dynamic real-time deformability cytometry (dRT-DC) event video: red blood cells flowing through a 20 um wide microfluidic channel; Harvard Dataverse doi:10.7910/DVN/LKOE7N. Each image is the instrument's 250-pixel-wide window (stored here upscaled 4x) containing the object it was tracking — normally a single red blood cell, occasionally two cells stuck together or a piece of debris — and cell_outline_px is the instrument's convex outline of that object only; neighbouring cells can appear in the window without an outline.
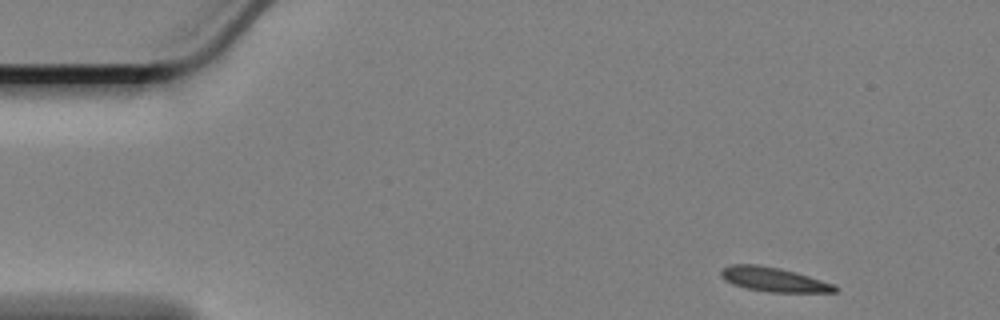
{"species": "Egyptian fruit bat (a non-hibernating species)", "species_latin": "Rousettus aegyptiacus", "temperature_condition": "cold", "stored_images_in_passage": 55, "camera_frame_rate_fps": 3000, "um_per_image_px": 0.085, "animal": {"sex": "female"}, "frame": {"image": 1, "passage_image": 1, "time_ms": 0.0, "image_size_px": [1000, 320], "cell_outline_px": [[840, 288], [836, 292], [768, 292], [744, 288], [732, 284], [724, 280], [720, 276], [720, 268], [732, 264], [760, 264], [780, 268], [796, 272], [836, 284]], "centroid_in_image_um": [65.75, 23.75], "position_along_channel_um": 19.2, "area_um2": 16.53}}
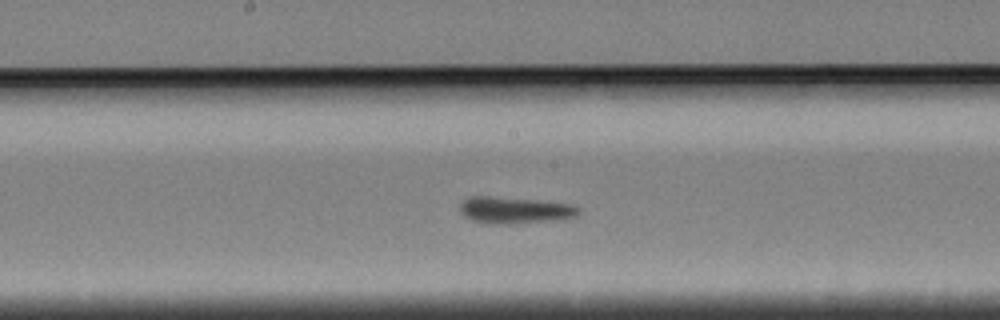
{"frame": {"image": 2, "passage_image": 25, "time_ms": 8.0, "image_size_px": [1000, 320], "cell_outline_px": [[580, 212], [576, 216], [564, 220], [500, 224], [492, 224], [472, 220], [464, 216], [460, 212], [460, 204], [468, 196], [492, 196], [536, 200], [572, 204], [580, 208]], "centroid_in_image_um": [43.77, 17.86], "position_along_channel_um": 204.4, "area_um2": 18.61}}
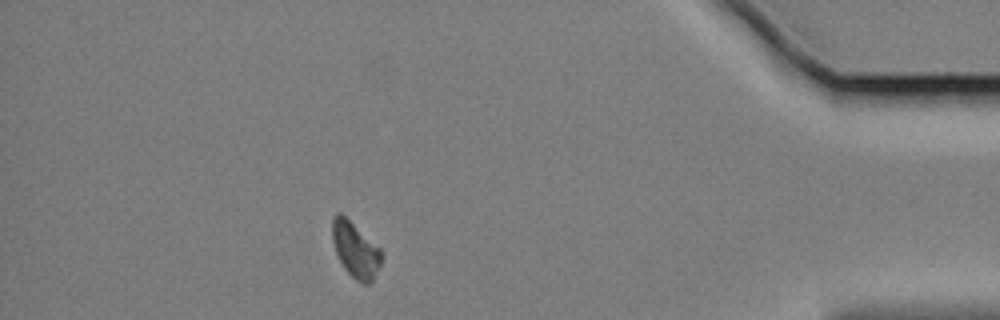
{"frame": {"image": 3, "passage_image": 47, "time_ms": 15.333, "image_size_px": [1000, 320], "cell_outline_px": [[380, 264], [372, 280], [368, 284], [364, 284], [356, 280], [344, 268], [336, 252], [332, 240], [332, 216], [336, 212], [340, 212], [380, 248]], "centroid_in_image_um": [30.17, 21.21], "position_along_channel_um": 405.0, "area_um2": 15.49}, "authors_computed_cell_mechanics": {"area_um2": 16.9354, "velocity_mm_per_s": 3.3715, "shape_relaxation_time_tau1_ms": 7.5122, "shape_relaxation_time_tau2_ms": null, "deformation_change_tau1": 0.1051, "deformation_change_tau2": null}}